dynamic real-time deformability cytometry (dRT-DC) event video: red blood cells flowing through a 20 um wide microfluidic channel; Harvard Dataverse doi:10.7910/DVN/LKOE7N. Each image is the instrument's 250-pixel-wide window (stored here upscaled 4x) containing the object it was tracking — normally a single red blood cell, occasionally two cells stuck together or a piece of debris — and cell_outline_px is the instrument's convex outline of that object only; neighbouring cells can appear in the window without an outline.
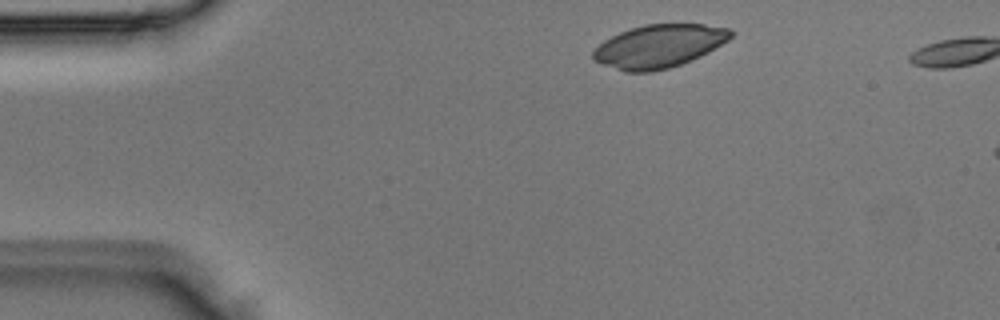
{"species": "Egyptian fruit bat (a non-hibernating species)", "species_latin": "Rousettus aegyptiacus", "temperature_condition": "room temperature", "stored_images_in_passage": 3, "camera_frame_rate_fps": 3000, "um_per_image_px": 0.085, "animal": {"sex": "male"}, "frame": {"image": 1, "passage_image": 1, "time_ms": 0.0, "image_size_px": [1000, 320], "cell_outline_px": [[736, 32], [728, 40], [708, 52], [692, 60], [668, 68], [652, 72], [624, 72], [592, 60], [592, 52], [604, 40], [620, 32], [644, 24], [704, 24], [732, 28]], "centroid_in_image_um": [56.03, 3.92], "position_along_channel_um": 29.0, "area_um2": 34.68}}